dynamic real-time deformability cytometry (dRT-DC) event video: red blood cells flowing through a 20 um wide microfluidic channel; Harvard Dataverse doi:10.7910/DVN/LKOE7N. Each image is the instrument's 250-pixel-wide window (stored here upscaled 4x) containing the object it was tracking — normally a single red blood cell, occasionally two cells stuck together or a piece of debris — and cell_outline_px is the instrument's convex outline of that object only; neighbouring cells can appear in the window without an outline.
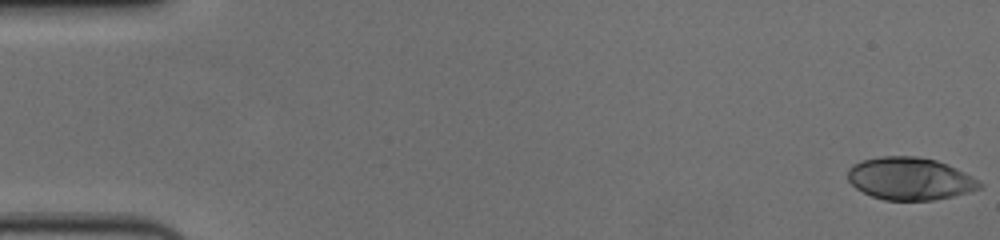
{"species": "human", "species_latin": "Homo sapiens", "temperature_condition": "cold", "stored_images_in_passage": 57, "camera_frame_rate_fps": 3000, "um_per_image_px": 0.085, "donor": {"sex": "female"}, "frame": {"image": 1, "passage_image": 1, "time_ms": 0.0, "image_size_px": [1000, 240], "cell_outline_px": [[984, 184], [980, 188], [968, 192], [952, 196], [932, 200], [884, 200], [872, 196], [856, 188], [848, 180], [848, 168], [852, 164], [860, 160], [880, 156], [916, 156], [936, 160], [948, 164], [972, 176]], "centroid_in_image_um": [77.33, 15.17], "position_along_channel_um": 7.7, "area_um2": 32.71}}
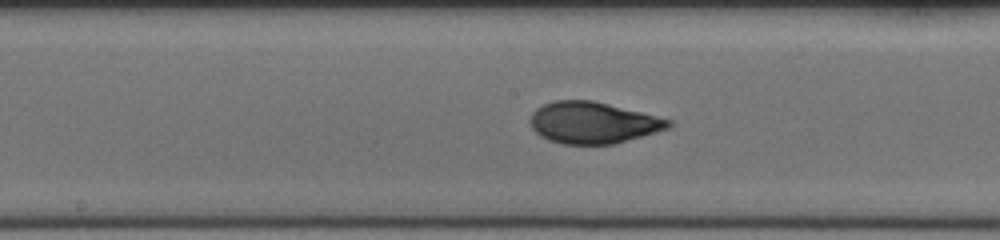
{"frame": {"image": 2, "passage_image": 30, "time_ms": 9.667, "image_size_px": [1000, 240], "cell_outline_px": [[672, 124], [668, 128], [656, 132], [612, 144], [560, 144], [548, 140], [540, 136], [532, 128], [532, 112], [536, 108], [544, 104], [556, 100], [592, 100], [672, 120]], "centroid_in_image_um": [50.38, 10.43], "position_along_channel_um": 197.8, "area_um2": 33.06}}
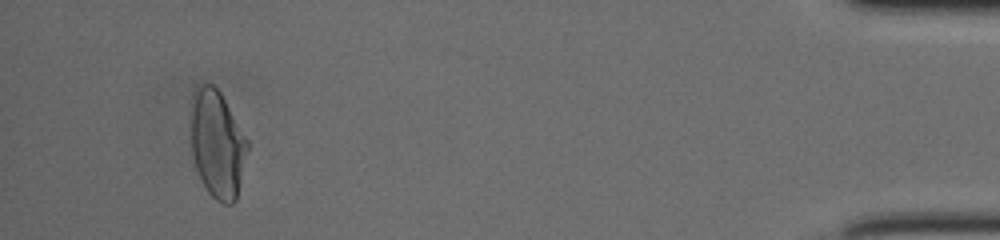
{"frame": {"image": 3, "passage_image": 54, "time_ms": 17.667, "image_size_px": [1000, 240], "cell_outline_px": [[248, 148], [236, 200], [232, 204], [224, 204], [216, 200], [208, 192], [200, 180], [192, 156], [192, 92], [200, 84], [212, 84], [220, 92], [248, 140]], "centroid_in_image_um": [18.47, 12.26], "position_along_channel_um": 416.7, "area_um2": 35.26}, "authors_computed_cell_mechanics": {"area_um2": 33.0038, "velocity_mm_per_s": 3.6366, "shape_relaxation_time_tau1_ms": 6.0899, "shape_relaxation_time_tau2_ms": 0.863, "deformation_change_tau1": 0.2152, "deformation_change_tau2": 0.0544}}